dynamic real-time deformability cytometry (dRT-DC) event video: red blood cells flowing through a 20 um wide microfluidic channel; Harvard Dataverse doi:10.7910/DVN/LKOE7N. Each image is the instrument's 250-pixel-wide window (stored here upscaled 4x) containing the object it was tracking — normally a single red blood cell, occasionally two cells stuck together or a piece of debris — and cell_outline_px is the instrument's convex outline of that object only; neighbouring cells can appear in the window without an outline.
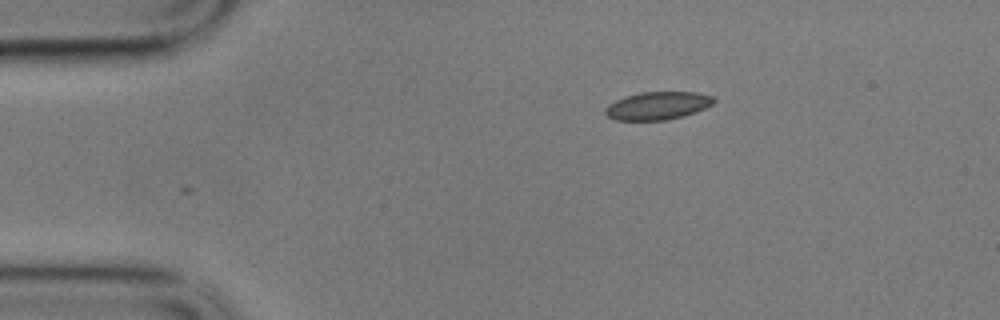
{"species": "common noctule bat (a hibernating species)", "species_latin": "Nyctalus noctula", "temperature_condition": "cold", "stored_images_in_passage": 49, "camera_frame_rate_fps": 3000, "um_per_image_px": 0.085, "animal": {"sex": "male", "body_mass_g": 17.9}, "frame": {"image": 1, "passage_image": 1, "time_ms": 0.0, "image_size_px": [1000, 320], "cell_outline_px": [[716, 100], [712, 104], [696, 112], [684, 116], [668, 120], [616, 120], [608, 116], [604, 112], [604, 108], [608, 104], [624, 96], [640, 92], [700, 92], [712, 96]], "centroid_in_image_um": [55.9, 8.98], "position_along_channel_um": 29.1, "area_um2": 17.8}}
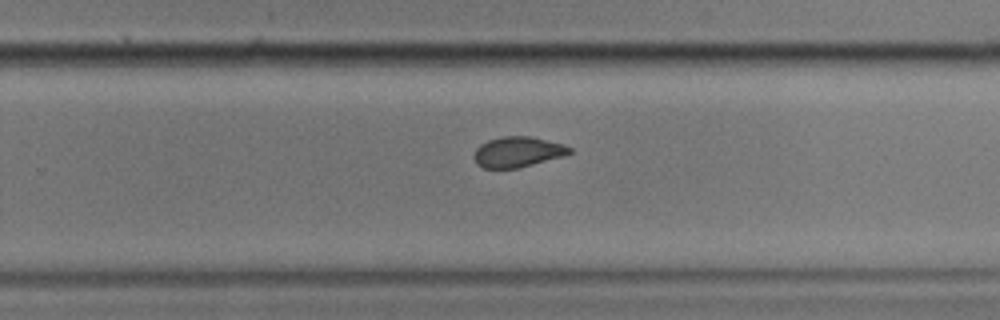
{"frame": {"image": 2, "passage_image": 28, "time_ms": 9.0, "image_size_px": [1000, 320], "cell_outline_px": [[572, 152], [564, 156], [516, 168], [484, 168], [476, 164], [472, 156], [476, 148], [480, 144], [488, 140], [504, 136], [528, 136], [564, 144], [572, 148]], "centroid_in_image_um": [43.98, 12.91], "position_along_channel_um": 285.8, "area_um2": 16.94}}
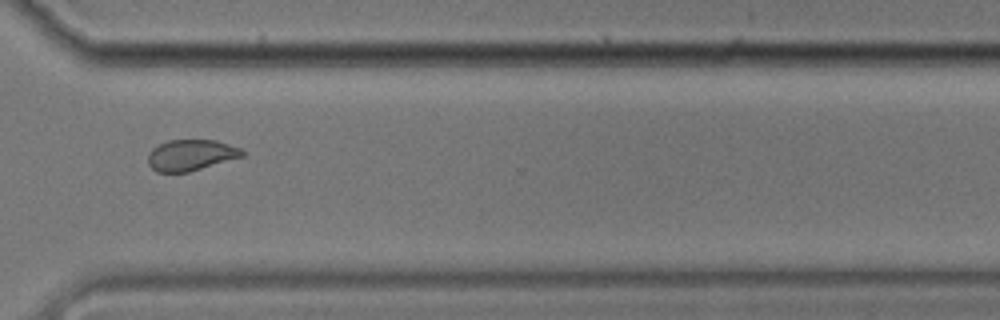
{"frame": {"image": 3, "passage_image": 34, "time_ms": 11.0, "image_size_px": [1000, 320], "cell_outline_px": [[244, 156], [188, 172], [156, 172], [148, 164], [148, 152], [152, 148], [168, 140], [216, 140], [240, 148], [244, 152]], "centroid_in_image_um": [16.2, 13.18], "position_along_channel_um": 354.4, "area_um2": 16.99}, "authors_computed_cell_mechanics": {"area_um2": 17.8024, "velocity_mm_per_s": 3.4157, "shape_relaxation_time_tau1_ms": null, "shape_relaxation_time_tau2_ms": 1.0066, "deformation_change_tau1": null, "deformation_change_tau2": 0.055}}